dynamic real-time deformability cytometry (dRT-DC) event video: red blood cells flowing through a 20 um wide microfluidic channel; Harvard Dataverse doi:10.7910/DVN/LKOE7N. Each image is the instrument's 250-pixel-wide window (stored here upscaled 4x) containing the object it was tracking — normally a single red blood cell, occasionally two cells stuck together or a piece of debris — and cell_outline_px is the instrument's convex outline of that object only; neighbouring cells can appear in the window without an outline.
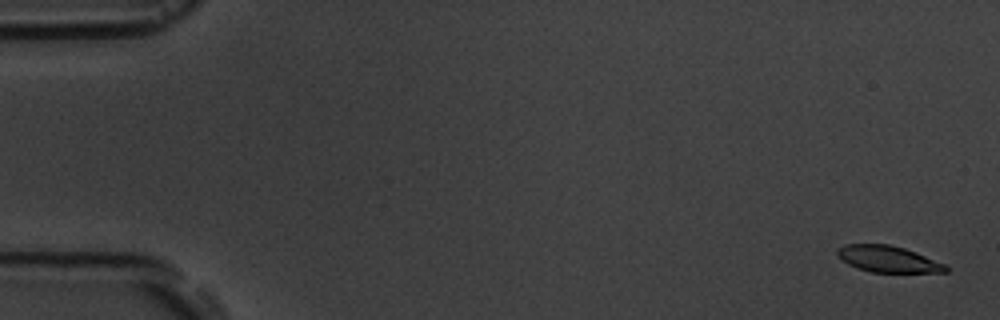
{"species": "common noctule bat (a hibernating species)", "species_latin": "Nyctalus noctula", "temperature_condition": "room temperature", "stored_images_in_passage": 6, "camera_frame_rate_fps": 3000, "um_per_image_px": 0.085, "animal": {"sex": "male", "body_mass_g": 19.5, "forearm_length_mm": 54.6}, "frame": {"image": 1, "passage_image": 1, "time_ms": 0.0, "image_size_px": [1000, 320], "cell_outline_px": [[952, 268], [948, 272], [872, 272], [856, 268], [848, 264], [836, 252], [844, 244], [888, 244], [904, 248], [916, 252], [944, 264]], "centroid_in_image_um": [75.53, 22.02], "position_along_channel_um": 9.5, "area_um2": 16.53}}
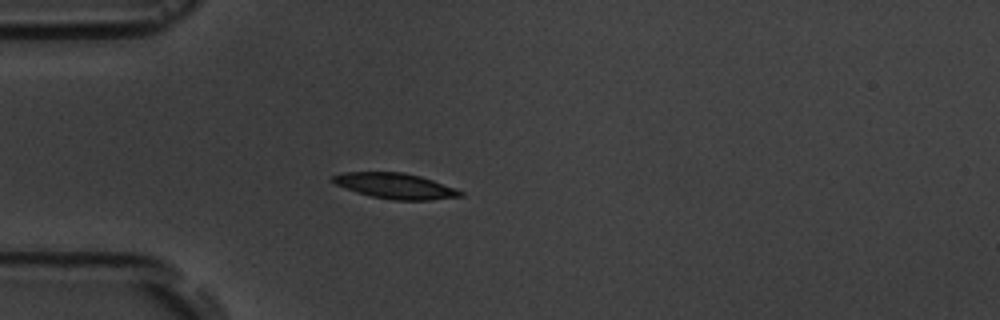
{"frame": {"image": 2, "passage_image": 5, "time_ms": 4.667, "image_size_px": [1000, 320], "cell_outline_px": [[464, 196], [432, 200], [392, 200], [372, 196], [356, 192], [336, 184], [332, 180], [332, 176], [344, 172], [404, 172], [420, 176], [456, 188], [464, 192]], "centroid_in_image_um": [33.64, 15.81], "position_along_channel_um": 51.4, "area_um2": 18.96}}